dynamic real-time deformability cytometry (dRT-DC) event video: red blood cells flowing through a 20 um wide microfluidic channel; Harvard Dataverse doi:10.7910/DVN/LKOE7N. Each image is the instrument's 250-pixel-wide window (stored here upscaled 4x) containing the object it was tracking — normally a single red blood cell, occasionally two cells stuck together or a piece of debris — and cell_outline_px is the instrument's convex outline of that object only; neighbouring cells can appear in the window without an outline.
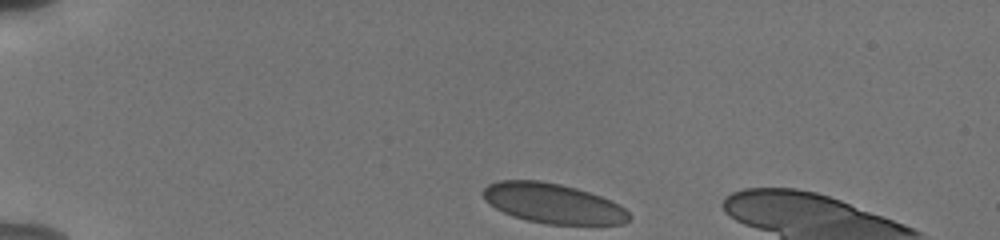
{"species": "human", "species_latin": "Homo sapiens", "temperature_condition": "cold", "stored_images_in_passage": 40, "camera_frame_rate_fps": 3000, "um_per_image_px": 0.085, "donor": {"sex": "male"}, "frame": {"image": 1, "passage_image": 1, "time_ms": 0.0, "image_size_px": [1000, 240], "cell_outline_px": [[632, 216], [624, 224], [548, 224], [528, 220], [512, 216], [496, 208], [484, 200], [480, 192], [488, 184], [500, 180], [540, 180], [560, 184], [576, 188], [600, 196], [620, 204]], "centroid_in_image_um": [46.98, 17.28], "position_along_channel_um": 38.0, "area_um2": 33.99}}
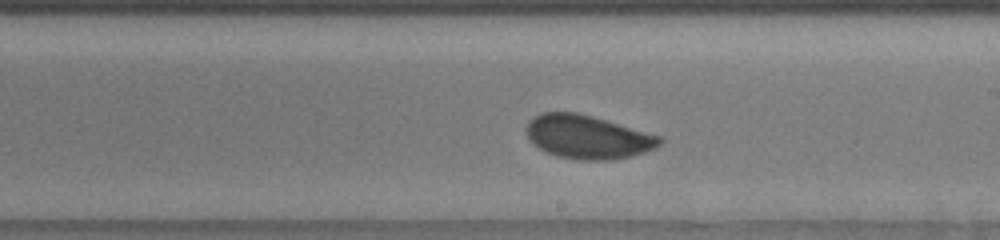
{"frame": {"image": 2, "passage_image": 22, "time_ms": 7.0, "image_size_px": [1000, 240], "cell_outline_px": [[664, 140], [656, 148], [644, 152], [628, 156], [608, 160], [580, 160], [556, 156], [544, 152], [532, 144], [528, 140], [528, 120], [532, 116], [540, 112], [576, 112], [592, 116], [664, 136]], "centroid_in_image_um": [49.95, 11.63], "position_along_channel_um": 239.1, "area_um2": 34.16}}
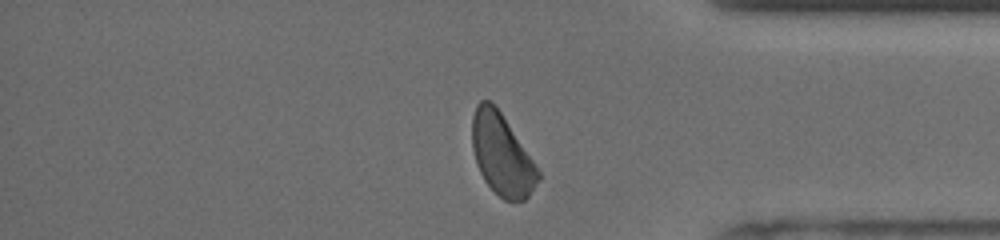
{"frame": {"image": 3, "passage_image": 35, "time_ms": 11.333, "image_size_px": [1000, 240], "cell_outline_px": [[540, 180], [528, 196], [524, 200], [504, 200], [484, 180], [476, 164], [472, 148], [472, 116], [476, 104], [480, 100], [492, 100], [540, 172]], "centroid_in_image_um": [42.63, 13.13], "position_along_channel_um": 392.6, "area_um2": 30.87}}